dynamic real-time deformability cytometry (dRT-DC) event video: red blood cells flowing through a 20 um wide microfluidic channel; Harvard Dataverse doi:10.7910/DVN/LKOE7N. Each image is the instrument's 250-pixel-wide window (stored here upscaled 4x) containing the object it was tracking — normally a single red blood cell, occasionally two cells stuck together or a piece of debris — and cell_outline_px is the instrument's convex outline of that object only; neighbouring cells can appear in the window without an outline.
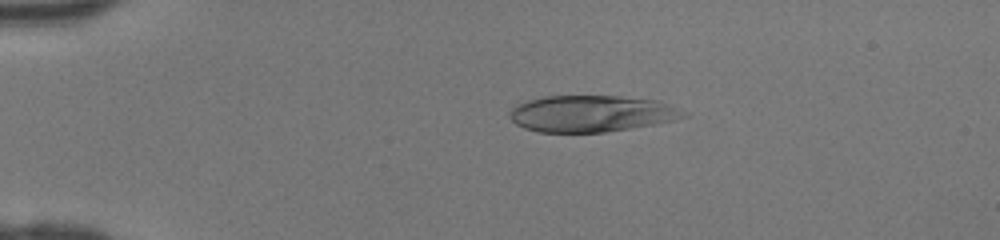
{"species": "human", "species_latin": "Homo sapiens", "temperature_condition": "room temperature", "stored_images_in_passage": 46, "camera_frame_rate_fps": 3000, "um_per_image_px": 0.085, "donor": {"sex": "female"}, "frame": {"image": 1, "passage_image": 11, "time_ms": 3.333, "image_size_px": [1000, 240], "cell_outline_px": [[688, 116], [676, 120], [656, 124], [604, 132], [540, 132], [524, 128], [516, 124], [508, 116], [508, 112], [512, 108], [528, 100], [544, 96], [620, 96], [660, 100], [680, 108], [688, 112]], "centroid_in_image_um": [50.33, 9.65], "position_along_channel_um": 34.7, "area_um2": 37.28}}
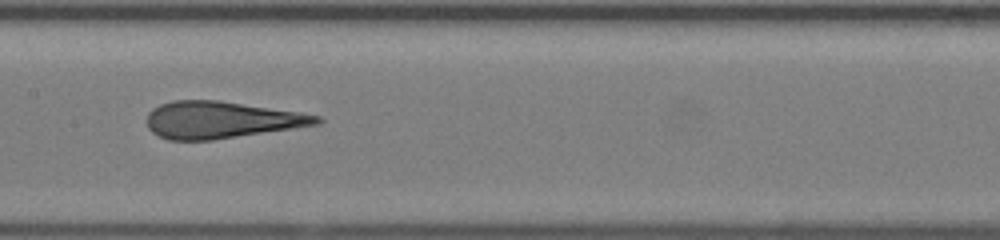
{"frame": {"image": 2, "passage_image": 25, "time_ms": 8.0, "image_size_px": [1000, 240], "cell_outline_px": [[324, 120], [320, 124], [212, 140], [168, 140], [152, 132], [148, 128], [148, 112], [152, 108], [160, 104], [172, 100], [220, 100], [300, 112], [320, 116]], "centroid_in_image_um": [18.8, 10.18], "position_along_channel_um": 188.6, "area_um2": 36.53}}
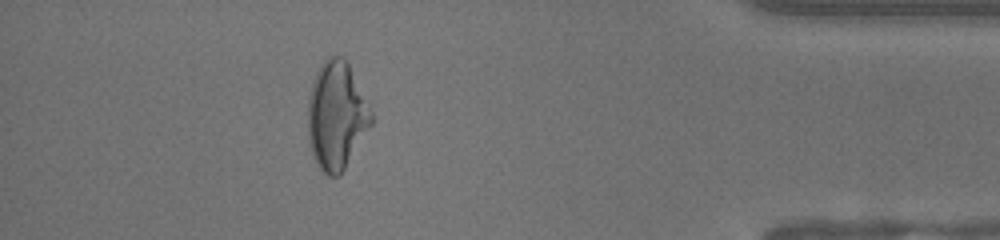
{"frame": {"image": 3, "passage_image": 42, "time_ms": 13.667, "image_size_px": [1000, 240], "cell_outline_px": [[372, 124], [340, 176], [328, 176], [320, 168], [312, 156], [308, 140], [308, 100], [312, 84], [316, 72], [320, 64], [328, 56], [340, 56], [348, 60], [372, 104]], "centroid_in_image_um": [28.64, 9.78], "position_along_channel_um": 406.6, "area_um2": 40.75}}